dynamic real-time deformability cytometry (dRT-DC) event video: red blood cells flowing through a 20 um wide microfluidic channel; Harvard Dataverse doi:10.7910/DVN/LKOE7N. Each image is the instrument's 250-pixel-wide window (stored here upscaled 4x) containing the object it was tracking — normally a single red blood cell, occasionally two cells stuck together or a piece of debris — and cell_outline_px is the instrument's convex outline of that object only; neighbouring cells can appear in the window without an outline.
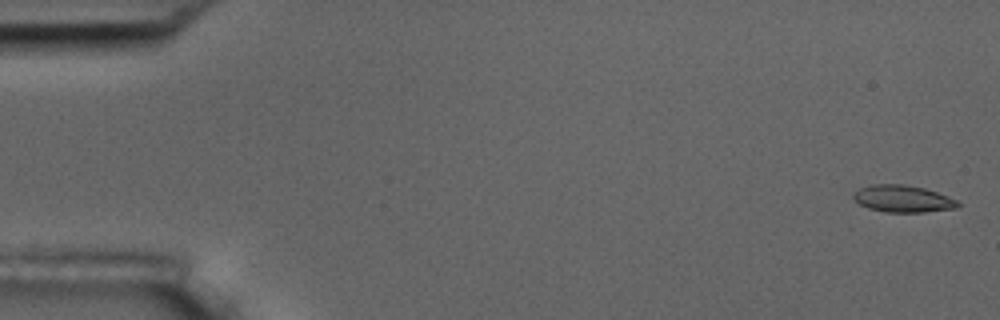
{"species": "common noctule bat (a hibernating species)", "species_latin": "Nyctalus noctula", "temperature_condition": "room temperature", "stored_images_in_passage": 5, "camera_frame_rate_fps": 3000, "um_per_image_px": 0.085, "animal": {"sex": "male", "body_mass_g": 17.5, "forearm_length_mm": 52.3}, "frame": {"image": 1, "passage_image": 1, "time_ms": 0.0, "image_size_px": [1000, 320], "cell_outline_px": [[960, 204], [956, 208], [924, 212], [884, 212], [868, 208], [860, 204], [852, 196], [852, 192], [868, 184], [904, 184], [924, 188], [948, 196], [956, 200]], "centroid_in_image_um": [76.7, 16.89], "position_along_channel_um": 8.3, "area_um2": 16.47}}
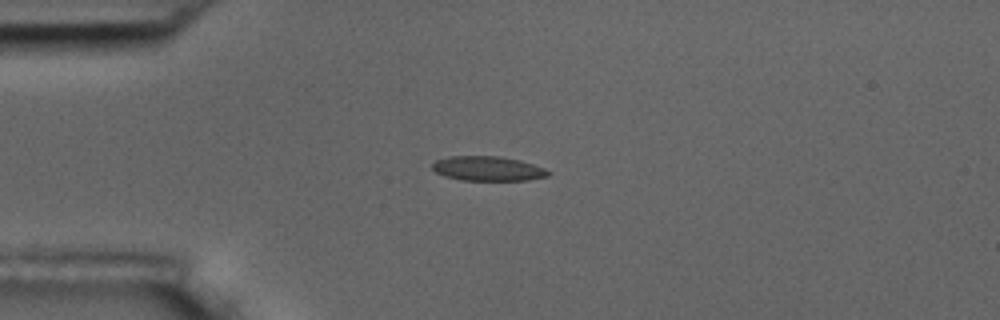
{"frame": {"image": 2, "passage_image": 5, "time_ms": 4.333, "image_size_px": [1000, 320], "cell_outline_px": [[552, 172], [548, 176], [528, 180], [460, 180], [444, 176], [436, 172], [432, 168], [432, 164], [436, 160], [448, 156], [500, 156], [520, 160], [544, 168]], "centroid_in_image_um": [41.46, 14.33], "position_along_channel_um": 43.5, "area_um2": 16.65}}